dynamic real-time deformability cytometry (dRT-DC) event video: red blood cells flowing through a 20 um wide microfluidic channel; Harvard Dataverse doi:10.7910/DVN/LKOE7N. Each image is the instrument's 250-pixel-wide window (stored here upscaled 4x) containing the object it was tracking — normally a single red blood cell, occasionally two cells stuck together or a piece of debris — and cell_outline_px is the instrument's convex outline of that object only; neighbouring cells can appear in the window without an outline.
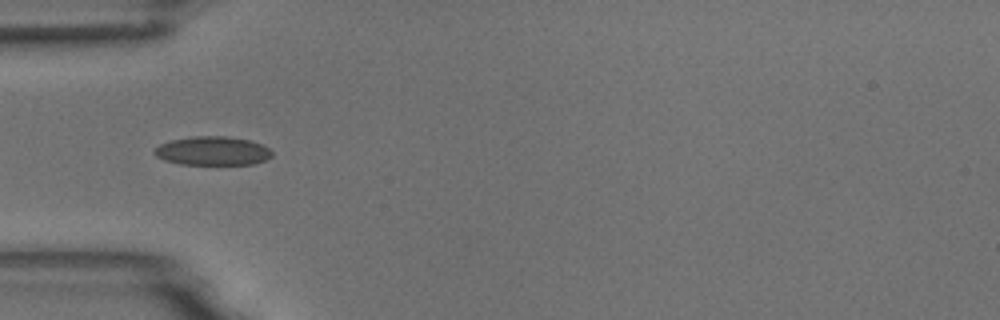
{"species": "common noctule bat (a hibernating species)", "species_latin": "Nyctalus noctula", "temperature_condition": "room temperature", "stored_images_in_passage": 22, "camera_frame_rate_fps": 3000, "um_per_image_px": 0.085, "animal": {"sex": "male", "body_mass_g": 18.8}, "frame": {"image": 1, "passage_image": 1, "time_ms": 0.0, "image_size_px": [1000, 320], "cell_outline_px": [[272, 156], [264, 160], [252, 164], [180, 164], [164, 160], [156, 156], [152, 152], [160, 144], [172, 140], [192, 136], [228, 136], [248, 140], [260, 144], [268, 148], [272, 152]], "centroid_in_image_um": [18.04, 12.82], "position_along_channel_um": 67.0, "area_um2": 19.59}}
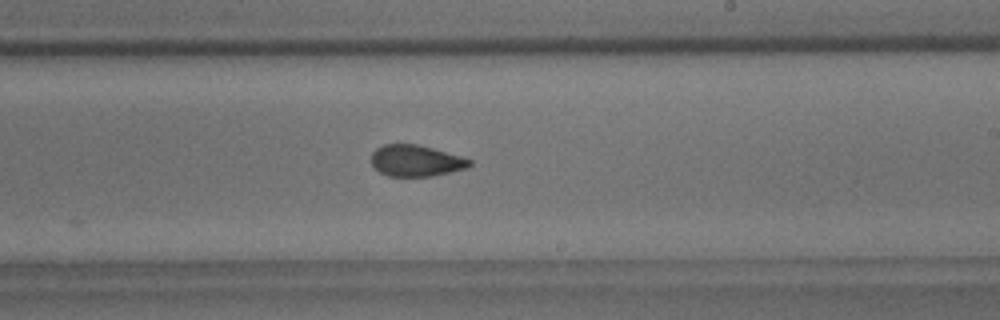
{"frame": {"image": 2, "passage_image": 16, "time_ms": 5.0, "image_size_px": [1000, 320], "cell_outline_px": [[472, 164], [468, 168], [432, 176], [388, 176], [380, 172], [372, 164], [372, 152], [376, 148], [384, 144], [416, 144], [432, 148], [460, 156], [472, 160]], "centroid_in_image_um": [35.36, 13.66], "position_along_channel_um": 253.6, "area_um2": 17.86}}